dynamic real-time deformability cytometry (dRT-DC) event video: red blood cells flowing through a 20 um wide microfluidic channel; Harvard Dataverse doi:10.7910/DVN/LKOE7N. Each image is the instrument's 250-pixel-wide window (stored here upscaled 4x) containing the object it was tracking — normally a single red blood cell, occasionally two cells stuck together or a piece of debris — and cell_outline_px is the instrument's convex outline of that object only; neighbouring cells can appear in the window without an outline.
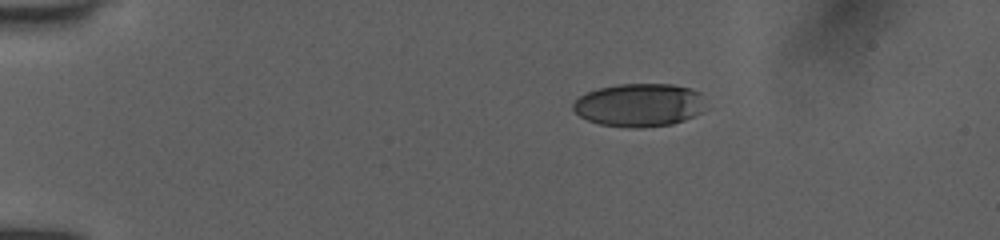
{"species": "human", "species_latin": "Homo sapiens", "temperature_condition": "room temperature", "stored_images_in_passage": 9, "camera_frame_rate_fps": 3000, "um_per_image_px": 0.085, "donor": {"sex": "female"}, "frame": {"image": 1, "passage_image": 1, "time_ms": 0.0, "image_size_px": [1000, 240], "cell_outline_px": [[700, 112], [684, 120], [672, 124], [644, 128], [628, 128], [600, 124], [588, 120], [580, 116], [572, 108], [572, 104], [580, 96], [588, 92], [600, 88], [620, 84], [672, 84], [688, 88], [700, 92]], "centroid_in_image_um": [54.27, 8.94], "position_along_channel_um": 30.7, "area_um2": 32.89}}
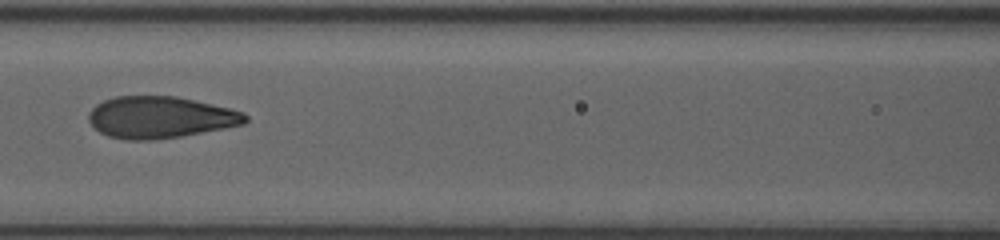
{"frame": {"image": 2, "passage_image": 6, "time_ms": 5.0, "image_size_px": [1000, 240], "cell_outline_px": [[248, 120], [244, 124], [180, 136], [152, 140], [124, 140], [108, 136], [100, 132], [88, 120], [88, 116], [92, 108], [96, 104], [104, 100], [116, 96], [176, 96], [228, 108], [244, 112], [248, 116]], "centroid_in_image_um": [13.6, 9.97], "position_along_channel_um": 153.0, "area_um2": 37.86}}
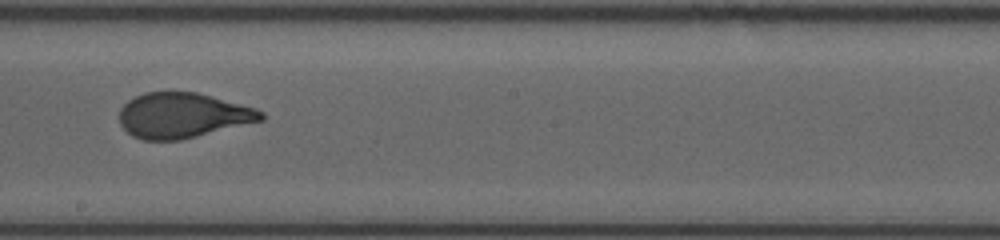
{"frame": {"image": 3, "passage_image": 8, "time_ms": 7.0, "image_size_px": [1000, 240], "cell_outline_px": [[264, 120], [180, 140], [144, 140], [132, 136], [120, 124], [120, 108], [128, 100], [144, 92], [168, 88], [196, 92], [256, 108], [264, 112]], "centroid_in_image_um": [15.5, 9.77], "position_along_channel_um": 232.7, "area_um2": 37.92}}